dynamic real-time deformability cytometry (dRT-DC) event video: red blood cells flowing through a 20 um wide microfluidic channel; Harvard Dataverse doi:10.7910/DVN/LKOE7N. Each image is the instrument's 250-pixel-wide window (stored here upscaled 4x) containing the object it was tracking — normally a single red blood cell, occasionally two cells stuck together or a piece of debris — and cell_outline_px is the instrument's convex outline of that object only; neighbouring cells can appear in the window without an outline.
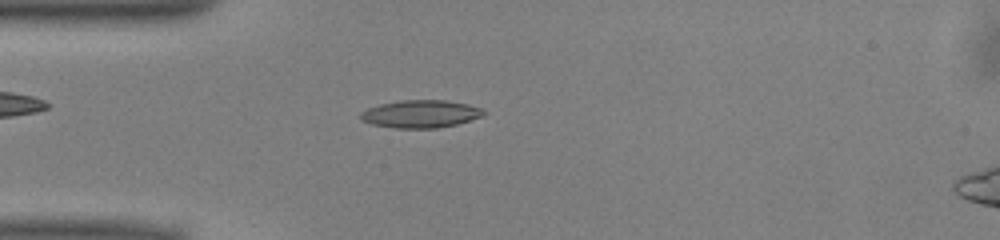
{"species": "common noctule bat (a hibernating species)", "species_latin": "Nyctalus noctula", "temperature_condition": "warm", "stored_images_in_passage": 50, "camera_frame_rate_fps": 3000, "um_per_image_px": 0.085, "animal": {"sex": "male", "body_mass_g": 13.0, "forearm_length_mm": 53.1}, "frame": {"image": 1, "passage_image": 13, "time_ms": 4.0, "image_size_px": [1000, 240], "cell_outline_px": [[488, 112], [484, 116], [456, 124], [436, 128], [396, 128], [372, 124], [360, 120], [360, 112], [368, 108], [380, 104], [400, 100], [444, 100], [468, 104], [484, 108]], "centroid_in_image_um": [35.78, 9.68], "position_along_channel_um": 49.2, "area_um2": 20.0}}
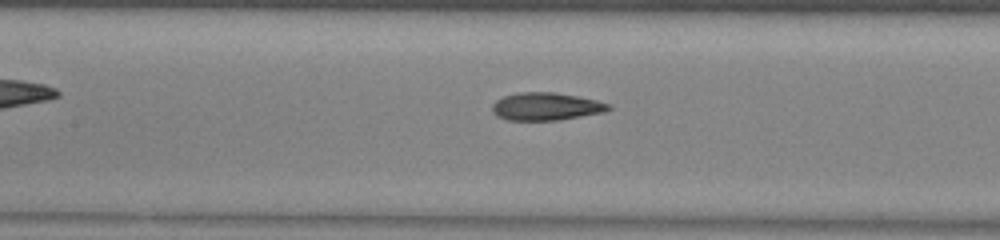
{"frame": {"image": 2, "passage_image": 22, "time_ms": 7.0, "image_size_px": [1000, 240], "cell_outline_px": [[612, 108], [604, 112], [560, 120], [508, 120], [496, 116], [492, 112], [492, 104], [496, 100], [504, 96], [520, 92], [556, 92], [596, 100], [612, 104]], "centroid_in_image_um": [46.42, 9.05], "position_along_channel_um": 161.0, "area_um2": 18.9}}
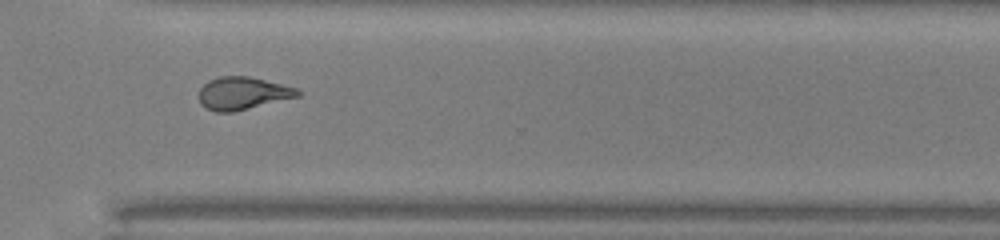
{"frame": {"image": 3, "passage_image": 36, "time_ms": 11.667, "image_size_px": [1000, 240], "cell_outline_px": [[300, 96], [232, 112], [216, 112], [204, 108], [200, 104], [200, 88], [208, 80], [220, 76], [248, 76], [296, 88], [300, 92]], "centroid_in_image_um": [20.59, 7.93], "position_along_channel_um": 350.0, "area_um2": 18.61}, "authors_computed_cell_mechanics": {"area_um2": 18.6405, "velocity_mm_per_s": 4.0502, "shape_relaxation_time_tau1_ms": null, "shape_relaxation_time_tau2_ms": 2.1871, "deformation_change_tau1": null, "deformation_change_tau2": 0.1058}}